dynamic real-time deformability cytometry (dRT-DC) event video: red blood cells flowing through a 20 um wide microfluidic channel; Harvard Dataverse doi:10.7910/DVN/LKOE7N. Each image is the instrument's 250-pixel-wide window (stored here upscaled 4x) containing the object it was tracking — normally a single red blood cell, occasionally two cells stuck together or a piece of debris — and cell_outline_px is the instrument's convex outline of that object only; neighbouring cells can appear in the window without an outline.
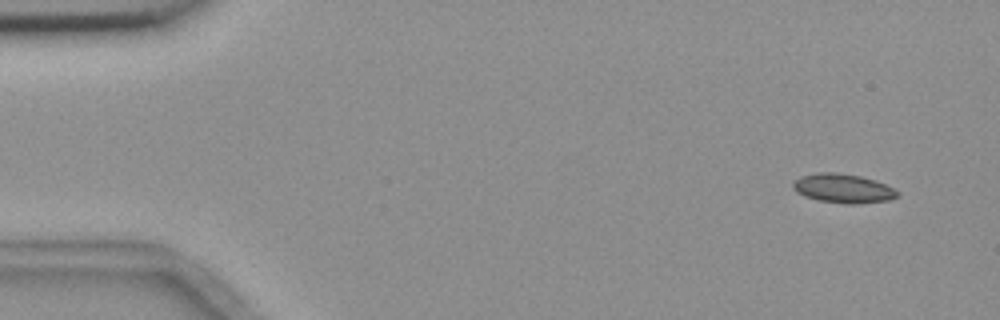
{"species": "common noctule bat (a hibernating species)", "species_latin": "Nyctalus noctula", "temperature_condition": "room temperature", "stored_images_in_passage": 5, "camera_frame_rate_fps": 3000, "um_per_image_px": 0.085, "animal": {"sex": "female", "body_mass_g": 18.4}, "frame": {"image": 1, "passage_image": 1, "time_ms": 0.0, "image_size_px": [1000, 320], "cell_outline_px": [[900, 196], [888, 200], [856, 204], [848, 204], [820, 200], [804, 196], [796, 192], [792, 188], [792, 184], [800, 176], [816, 172], [836, 172], [860, 176], [884, 184], [900, 192]], "centroid_in_image_um": [71.64, 16.01], "position_along_channel_um": 13.4, "area_um2": 17.63}}